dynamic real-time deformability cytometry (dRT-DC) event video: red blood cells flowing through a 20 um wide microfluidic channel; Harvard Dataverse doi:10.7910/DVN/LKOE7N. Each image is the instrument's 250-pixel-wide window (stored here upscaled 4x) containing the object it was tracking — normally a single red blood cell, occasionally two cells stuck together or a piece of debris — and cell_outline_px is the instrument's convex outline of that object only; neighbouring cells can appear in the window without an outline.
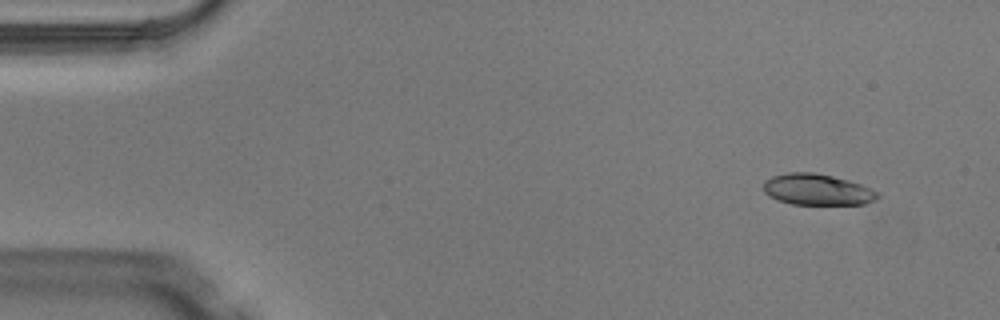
{"species": "Egyptian fruit bat (a non-hibernating species)", "species_latin": "Rousettus aegyptiacus", "temperature_condition": "warm", "stored_images_in_passage": 6, "camera_frame_rate_fps": 3000, "um_per_image_px": 0.085, "animal": {"sex": "male"}, "frame": {"image": 1, "passage_image": 1, "time_ms": 0.0, "image_size_px": [1000, 320], "cell_outline_px": [[880, 196], [876, 200], [864, 204], [792, 204], [776, 200], [768, 196], [764, 192], [764, 180], [772, 176], [788, 172], [812, 172], [832, 176], [848, 180], [860, 184], [880, 192]], "centroid_in_image_um": [69.46, 16.11], "position_along_channel_um": 15.5, "area_um2": 20.87}}
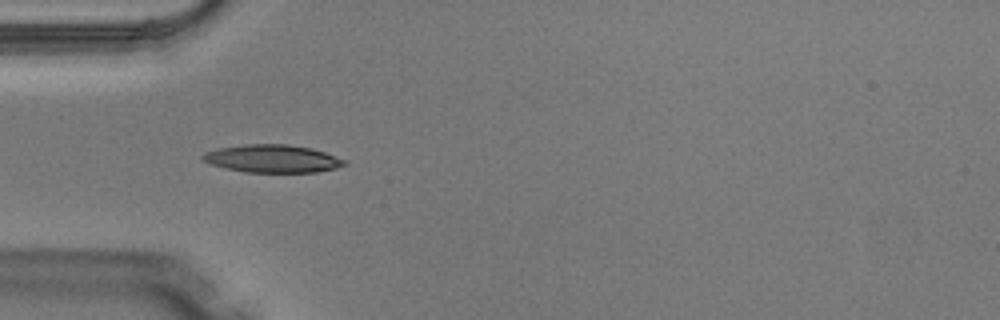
{"frame": {"image": 2, "passage_image": 4, "time_ms": 1.0, "image_size_px": [1000, 320], "cell_outline_px": [[348, 164], [336, 168], [316, 172], [248, 172], [228, 168], [212, 164], [204, 160], [200, 156], [204, 152], [220, 148], [244, 144], [288, 144], [312, 148], [348, 160]], "centroid_in_image_um": [23.22, 13.48], "position_along_channel_um": 61.8, "area_um2": 22.89}}
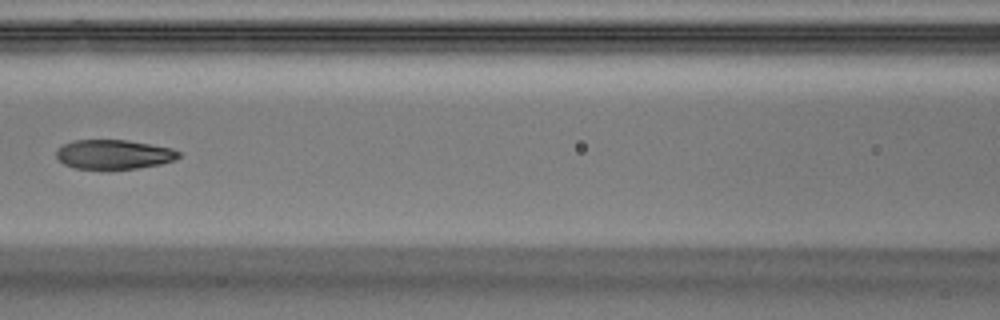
{"frame": {"image": 3, "passage_image": 6, "time_ms": 1.667, "image_size_px": [1000, 320], "cell_outline_px": [[180, 156], [176, 160], [160, 164], [136, 168], [76, 168], [64, 164], [56, 156], [56, 148], [72, 140], [128, 140], [172, 148], [180, 152]], "centroid_in_image_um": [9.68, 13.1], "position_along_channel_um": 156.9, "area_um2": 20.81}}